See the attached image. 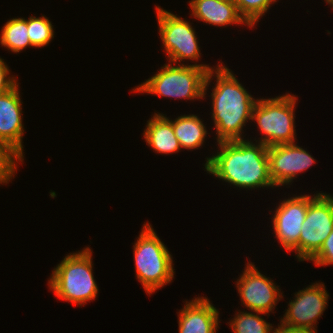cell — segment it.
<instances>
[{
    "instance_id": "obj_1",
    "label": "cell",
    "mask_w": 333,
    "mask_h": 333,
    "mask_svg": "<svg viewBox=\"0 0 333 333\" xmlns=\"http://www.w3.org/2000/svg\"><path fill=\"white\" fill-rule=\"evenodd\" d=\"M216 155L207 158V173L241 189L275 187L269 173L268 147L251 140L218 142Z\"/></svg>"
},
{
    "instance_id": "obj_2",
    "label": "cell",
    "mask_w": 333,
    "mask_h": 333,
    "mask_svg": "<svg viewBox=\"0 0 333 333\" xmlns=\"http://www.w3.org/2000/svg\"><path fill=\"white\" fill-rule=\"evenodd\" d=\"M218 67V68H217ZM216 85L212 99V118L217 142L244 140L243 127L252 118L255 100L222 63L214 68Z\"/></svg>"
},
{
    "instance_id": "obj_3",
    "label": "cell",
    "mask_w": 333,
    "mask_h": 333,
    "mask_svg": "<svg viewBox=\"0 0 333 333\" xmlns=\"http://www.w3.org/2000/svg\"><path fill=\"white\" fill-rule=\"evenodd\" d=\"M213 76L214 67L206 64H164L159 72L132 91L175 99H202Z\"/></svg>"
},
{
    "instance_id": "obj_4",
    "label": "cell",
    "mask_w": 333,
    "mask_h": 333,
    "mask_svg": "<svg viewBox=\"0 0 333 333\" xmlns=\"http://www.w3.org/2000/svg\"><path fill=\"white\" fill-rule=\"evenodd\" d=\"M92 268V250L89 247L70 253L53 269L48 281L49 289L57 298L82 306L98 295Z\"/></svg>"
},
{
    "instance_id": "obj_5",
    "label": "cell",
    "mask_w": 333,
    "mask_h": 333,
    "mask_svg": "<svg viewBox=\"0 0 333 333\" xmlns=\"http://www.w3.org/2000/svg\"><path fill=\"white\" fill-rule=\"evenodd\" d=\"M133 245L136 277L147 294L171 283L174 278L172 255L149 222Z\"/></svg>"
},
{
    "instance_id": "obj_6",
    "label": "cell",
    "mask_w": 333,
    "mask_h": 333,
    "mask_svg": "<svg viewBox=\"0 0 333 333\" xmlns=\"http://www.w3.org/2000/svg\"><path fill=\"white\" fill-rule=\"evenodd\" d=\"M296 102V96L289 93L275 98L257 99L251 120L257 122L263 134L258 142L267 147L295 142Z\"/></svg>"
},
{
    "instance_id": "obj_7",
    "label": "cell",
    "mask_w": 333,
    "mask_h": 333,
    "mask_svg": "<svg viewBox=\"0 0 333 333\" xmlns=\"http://www.w3.org/2000/svg\"><path fill=\"white\" fill-rule=\"evenodd\" d=\"M333 230V197L308 195V209L299 236V261H309Z\"/></svg>"
},
{
    "instance_id": "obj_8",
    "label": "cell",
    "mask_w": 333,
    "mask_h": 333,
    "mask_svg": "<svg viewBox=\"0 0 333 333\" xmlns=\"http://www.w3.org/2000/svg\"><path fill=\"white\" fill-rule=\"evenodd\" d=\"M155 10L159 36L169 58L167 60L170 63L176 62L175 64L180 62V65L184 59L198 61L201 56L200 47L191 23L159 6H156Z\"/></svg>"
},
{
    "instance_id": "obj_9",
    "label": "cell",
    "mask_w": 333,
    "mask_h": 333,
    "mask_svg": "<svg viewBox=\"0 0 333 333\" xmlns=\"http://www.w3.org/2000/svg\"><path fill=\"white\" fill-rule=\"evenodd\" d=\"M236 285L242 304L254 312L268 315L283 298L279 286H276L269 277L261 274L251 262L245 266Z\"/></svg>"
},
{
    "instance_id": "obj_10",
    "label": "cell",
    "mask_w": 333,
    "mask_h": 333,
    "mask_svg": "<svg viewBox=\"0 0 333 333\" xmlns=\"http://www.w3.org/2000/svg\"><path fill=\"white\" fill-rule=\"evenodd\" d=\"M329 294L323 283H314L295 293L280 323L316 330V323L327 307Z\"/></svg>"
},
{
    "instance_id": "obj_11",
    "label": "cell",
    "mask_w": 333,
    "mask_h": 333,
    "mask_svg": "<svg viewBox=\"0 0 333 333\" xmlns=\"http://www.w3.org/2000/svg\"><path fill=\"white\" fill-rule=\"evenodd\" d=\"M277 207L272 221L275 237L286 251L295 250L299 261V236L307 214L308 195L285 199Z\"/></svg>"
},
{
    "instance_id": "obj_12",
    "label": "cell",
    "mask_w": 333,
    "mask_h": 333,
    "mask_svg": "<svg viewBox=\"0 0 333 333\" xmlns=\"http://www.w3.org/2000/svg\"><path fill=\"white\" fill-rule=\"evenodd\" d=\"M268 161L270 177L276 187L290 185L298 173L316 162L310 153L295 143L268 147Z\"/></svg>"
},
{
    "instance_id": "obj_13",
    "label": "cell",
    "mask_w": 333,
    "mask_h": 333,
    "mask_svg": "<svg viewBox=\"0 0 333 333\" xmlns=\"http://www.w3.org/2000/svg\"><path fill=\"white\" fill-rule=\"evenodd\" d=\"M17 83L10 90L0 94V139L22 160L23 135L22 103Z\"/></svg>"
},
{
    "instance_id": "obj_14",
    "label": "cell",
    "mask_w": 333,
    "mask_h": 333,
    "mask_svg": "<svg viewBox=\"0 0 333 333\" xmlns=\"http://www.w3.org/2000/svg\"><path fill=\"white\" fill-rule=\"evenodd\" d=\"M179 333H216L219 311L206 297L185 303L178 312Z\"/></svg>"
},
{
    "instance_id": "obj_15",
    "label": "cell",
    "mask_w": 333,
    "mask_h": 333,
    "mask_svg": "<svg viewBox=\"0 0 333 333\" xmlns=\"http://www.w3.org/2000/svg\"><path fill=\"white\" fill-rule=\"evenodd\" d=\"M191 16L214 26L245 24L251 27L240 15L233 1L223 0H191L189 1Z\"/></svg>"
},
{
    "instance_id": "obj_16",
    "label": "cell",
    "mask_w": 333,
    "mask_h": 333,
    "mask_svg": "<svg viewBox=\"0 0 333 333\" xmlns=\"http://www.w3.org/2000/svg\"><path fill=\"white\" fill-rule=\"evenodd\" d=\"M143 137L153 149V151L162 154L176 153L181 150V146L172 126V120L166 115L154 113V116L147 121Z\"/></svg>"
},
{
    "instance_id": "obj_17",
    "label": "cell",
    "mask_w": 333,
    "mask_h": 333,
    "mask_svg": "<svg viewBox=\"0 0 333 333\" xmlns=\"http://www.w3.org/2000/svg\"><path fill=\"white\" fill-rule=\"evenodd\" d=\"M196 115H182L172 121V126L181 148L198 149L205 142L207 130Z\"/></svg>"
},
{
    "instance_id": "obj_18",
    "label": "cell",
    "mask_w": 333,
    "mask_h": 333,
    "mask_svg": "<svg viewBox=\"0 0 333 333\" xmlns=\"http://www.w3.org/2000/svg\"><path fill=\"white\" fill-rule=\"evenodd\" d=\"M0 43L14 53L34 47L28 37V19L12 18L7 21L1 29Z\"/></svg>"
},
{
    "instance_id": "obj_19",
    "label": "cell",
    "mask_w": 333,
    "mask_h": 333,
    "mask_svg": "<svg viewBox=\"0 0 333 333\" xmlns=\"http://www.w3.org/2000/svg\"><path fill=\"white\" fill-rule=\"evenodd\" d=\"M260 314L261 312H238L229 326L233 333H273L272 324L266 322Z\"/></svg>"
},
{
    "instance_id": "obj_20",
    "label": "cell",
    "mask_w": 333,
    "mask_h": 333,
    "mask_svg": "<svg viewBox=\"0 0 333 333\" xmlns=\"http://www.w3.org/2000/svg\"><path fill=\"white\" fill-rule=\"evenodd\" d=\"M28 37L34 47L40 48L48 45L54 38V30L51 21L41 16H30L28 19Z\"/></svg>"
},
{
    "instance_id": "obj_21",
    "label": "cell",
    "mask_w": 333,
    "mask_h": 333,
    "mask_svg": "<svg viewBox=\"0 0 333 333\" xmlns=\"http://www.w3.org/2000/svg\"><path fill=\"white\" fill-rule=\"evenodd\" d=\"M240 15L253 28L259 22L265 12L269 10L271 4L277 0H233Z\"/></svg>"
},
{
    "instance_id": "obj_22",
    "label": "cell",
    "mask_w": 333,
    "mask_h": 333,
    "mask_svg": "<svg viewBox=\"0 0 333 333\" xmlns=\"http://www.w3.org/2000/svg\"><path fill=\"white\" fill-rule=\"evenodd\" d=\"M20 161L23 162V160L0 139V184L9 183L10 179L15 175L17 169L16 164Z\"/></svg>"
},
{
    "instance_id": "obj_23",
    "label": "cell",
    "mask_w": 333,
    "mask_h": 333,
    "mask_svg": "<svg viewBox=\"0 0 333 333\" xmlns=\"http://www.w3.org/2000/svg\"><path fill=\"white\" fill-rule=\"evenodd\" d=\"M309 261H313L316 266L333 264V230L324 241L320 250Z\"/></svg>"
},
{
    "instance_id": "obj_24",
    "label": "cell",
    "mask_w": 333,
    "mask_h": 333,
    "mask_svg": "<svg viewBox=\"0 0 333 333\" xmlns=\"http://www.w3.org/2000/svg\"><path fill=\"white\" fill-rule=\"evenodd\" d=\"M9 73V69H0V94L10 90L17 84L16 78L14 76L11 77Z\"/></svg>"
},
{
    "instance_id": "obj_25",
    "label": "cell",
    "mask_w": 333,
    "mask_h": 333,
    "mask_svg": "<svg viewBox=\"0 0 333 333\" xmlns=\"http://www.w3.org/2000/svg\"><path fill=\"white\" fill-rule=\"evenodd\" d=\"M273 333H317V331L308 328L287 326L280 323L278 328L273 330Z\"/></svg>"
},
{
    "instance_id": "obj_26",
    "label": "cell",
    "mask_w": 333,
    "mask_h": 333,
    "mask_svg": "<svg viewBox=\"0 0 333 333\" xmlns=\"http://www.w3.org/2000/svg\"><path fill=\"white\" fill-rule=\"evenodd\" d=\"M3 60L4 59H2L0 57V69H9L8 66L6 65V63Z\"/></svg>"
},
{
    "instance_id": "obj_27",
    "label": "cell",
    "mask_w": 333,
    "mask_h": 333,
    "mask_svg": "<svg viewBox=\"0 0 333 333\" xmlns=\"http://www.w3.org/2000/svg\"><path fill=\"white\" fill-rule=\"evenodd\" d=\"M327 4H330V6L333 8V0H325Z\"/></svg>"
}]
</instances>
